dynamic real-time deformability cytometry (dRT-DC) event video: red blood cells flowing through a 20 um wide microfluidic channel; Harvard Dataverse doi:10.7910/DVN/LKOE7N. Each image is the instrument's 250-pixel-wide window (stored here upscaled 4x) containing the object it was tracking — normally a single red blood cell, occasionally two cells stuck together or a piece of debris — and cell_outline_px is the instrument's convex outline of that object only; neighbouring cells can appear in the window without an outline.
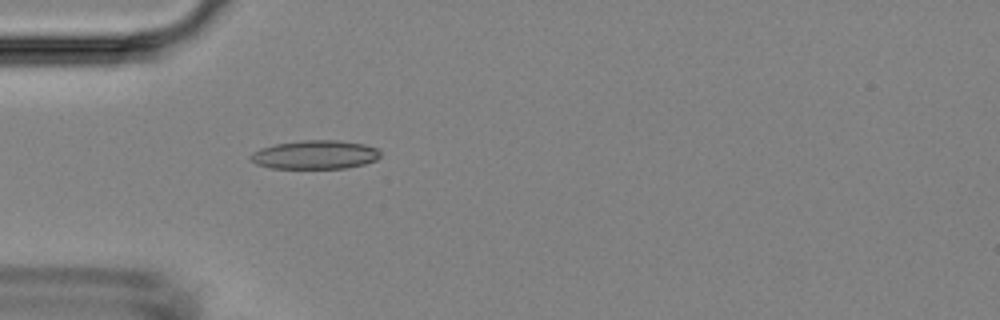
{"species": "Egyptian fruit bat (a non-hibernating species)", "species_latin": "Rousettus aegyptiacus", "temperature_condition": "room temperature", "stored_images_in_passage": 3, "camera_frame_rate_fps": 3000, "um_per_image_px": 0.085, "animal": {"sex": "female"}, "frame": {"image": 1, "passage_image": 3, "time_ms": 3.0, "image_size_px": [1000, 320], "cell_outline_px": [[380, 156], [376, 160], [364, 164], [344, 168], [272, 168], [256, 164], [248, 156], [252, 152], [260, 148], [276, 144], [300, 140], [340, 140], [364, 144], [376, 148], [380, 152]], "centroid_in_image_um": [26.77, 13.14], "position_along_channel_um": 58.2, "area_um2": 21.73}}